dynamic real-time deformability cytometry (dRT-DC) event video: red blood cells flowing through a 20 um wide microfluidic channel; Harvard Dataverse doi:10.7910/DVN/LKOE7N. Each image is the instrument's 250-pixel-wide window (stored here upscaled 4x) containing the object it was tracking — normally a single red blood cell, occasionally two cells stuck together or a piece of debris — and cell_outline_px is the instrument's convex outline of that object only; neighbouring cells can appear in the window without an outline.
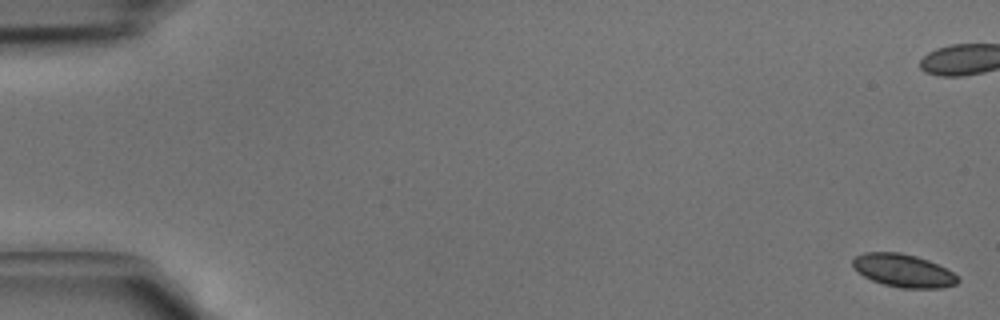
{"species": "common noctule bat (a hibernating species)", "species_latin": "Nyctalus noctula", "temperature_condition": "cold", "stored_images_in_passage": 7, "camera_frame_rate_fps": 3000, "um_per_image_px": 0.085, "animal": {"sex": "male", "body_mass_g": 15.6}, "frame": {"image": 1, "passage_image": 1, "time_ms": 0.0, "image_size_px": [1000, 320], "cell_outline_px": [[960, 280], [956, 284], [944, 288], [900, 288], [884, 284], [872, 280], [856, 272], [852, 268], [852, 260], [856, 256], [864, 252], [900, 252], [916, 256], [928, 260], [952, 272]], "centroid_in_image_um": [76.74, 23.0], "position_along_channel_um": 8.3, "area_um2": 20.23}}
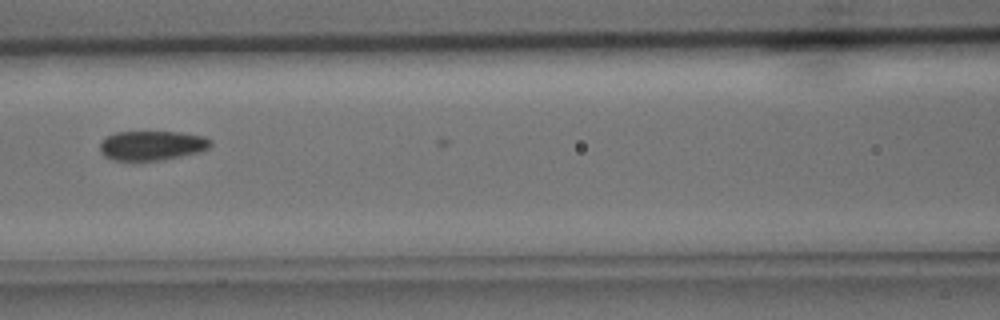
{"frame": {"image": 2, "passage_image": 7, "time_ms": 2.0, "image_size_px": [1000, 320], "cell_outline_px": [[212, 144], [208, 148], [196, 152], [156, 160], [112, 160], [104, 156], [100, 152], [100, 140], [104, 136], [116, 132], [180, 132], [204, 136], [212, 140]], "centroid_in_image_um": [12.85, 12.34], "position_along_channel_um": 153.8, "area_um2": 18.9}}